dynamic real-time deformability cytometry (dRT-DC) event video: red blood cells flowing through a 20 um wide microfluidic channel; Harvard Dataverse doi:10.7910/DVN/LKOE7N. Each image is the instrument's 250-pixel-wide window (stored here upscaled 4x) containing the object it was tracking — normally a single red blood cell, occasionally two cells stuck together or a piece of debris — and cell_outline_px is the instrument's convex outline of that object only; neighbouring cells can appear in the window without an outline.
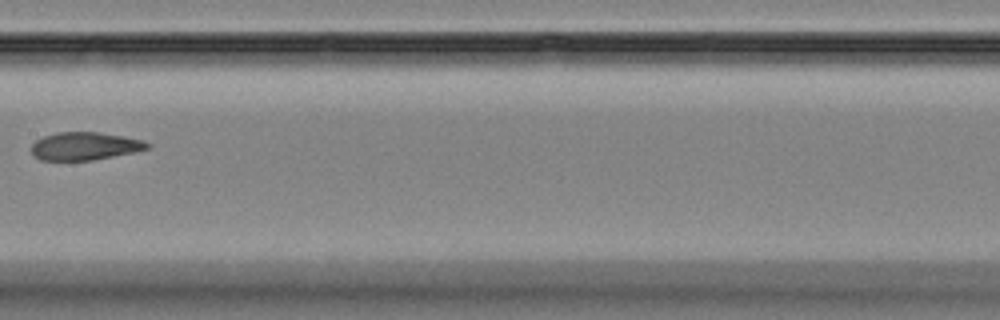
{"species": "Egyptian fruit bat (a non-hibernating species)", "species_latin": "Rousettus aegyptiacus", "temperature_condition": "room temperature", "stored_images_in_passage": 9, "camera_frame_rate_fps": 3000, "um_per_image_px": 0.085, "animal": {"sex": "female"}, "frame": {"image": 1, "passage_image": 9, "time_ms": 9.333, "image_size_px": [1000, 320], "cell_outline_px": [[152, 148], [92, 160], [40, 160], [32, 156], [32, 144], [36, 140], [44, 136], [56, 132], [100, 132], [144, 140], [152, 144]], "centroid_in_image_um": [7.21, 12.41], "position_along_channel_um": 200.2, "area_um2": 18.9}}